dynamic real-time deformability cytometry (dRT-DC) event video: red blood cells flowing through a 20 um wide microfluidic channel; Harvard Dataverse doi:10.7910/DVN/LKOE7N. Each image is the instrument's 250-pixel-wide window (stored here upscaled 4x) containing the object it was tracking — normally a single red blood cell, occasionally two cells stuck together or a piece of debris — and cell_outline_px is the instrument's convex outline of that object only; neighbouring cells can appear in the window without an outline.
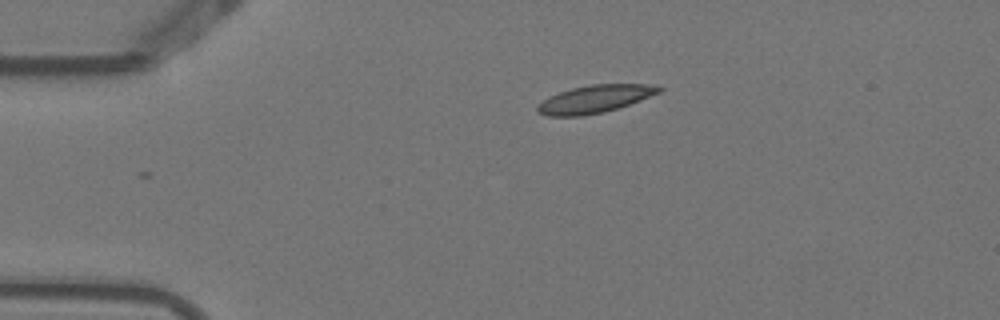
{"species": "Egyptian fruit bat (a non-hibernating species)", "species_latin": "Rousettus aegyptiacus", "temperature_condition": "warm", "stored_images_in_passage": 2, "camera_frame_rate_fps": 3000, "um_per_image_px": 0.085, "animal": {"sex": "female"}, "frame": {"image": 1, "passage_image": 1, "time_ms": 0.0, "image_size_px": [1000, 320], "cell_outline_px": [[664, 88], [660, 92], [628, 104], [604, 112], [584, 116], [548, 116], [540, 112], [536, 108], [548, 96], [572, 88], [592, 84], [648, 84]], "centroid_in_image_um": [50.55, 8.41], "position_along_channel_um": 34.4, "area_um2": 19.25}}